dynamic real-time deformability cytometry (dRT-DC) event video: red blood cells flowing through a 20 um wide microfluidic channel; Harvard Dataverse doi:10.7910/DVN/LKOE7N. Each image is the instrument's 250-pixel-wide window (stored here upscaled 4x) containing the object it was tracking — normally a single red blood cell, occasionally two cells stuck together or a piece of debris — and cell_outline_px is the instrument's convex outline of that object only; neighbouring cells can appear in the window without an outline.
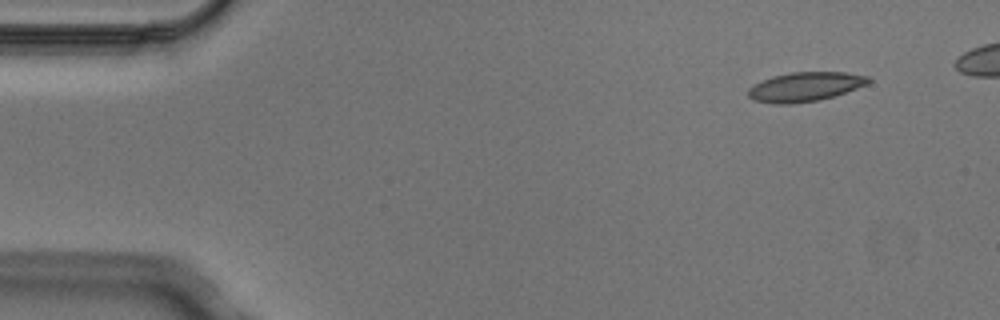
{"species": "Egyptian fruit bat (a non-hibernating species)", "species_latin": "Rousettus aegyptiacus", "temperature_condition": "cold", "stored_images_in_passage": 5, "camera_frame_rate_fps": 3000, "um_per_image_px": 0.085, "animal": {"sex": "male"}, "frame": {"image": 1, "passage_image": 1, "time_ms": 0.0, "image_size_px": [1000, 320], "cell_outline_px": [[872, 80], [868, 84], [820, 100], [792, 104], [772, 104], [752, 100], [748, 96], [748, 88], [772, 76], [792, 72], [844, 72], [868, 76]], "centroid_in_image_um": [68.41, 7.38], "position_along_channel_um": 16.6, "area_um2": 20.46}}